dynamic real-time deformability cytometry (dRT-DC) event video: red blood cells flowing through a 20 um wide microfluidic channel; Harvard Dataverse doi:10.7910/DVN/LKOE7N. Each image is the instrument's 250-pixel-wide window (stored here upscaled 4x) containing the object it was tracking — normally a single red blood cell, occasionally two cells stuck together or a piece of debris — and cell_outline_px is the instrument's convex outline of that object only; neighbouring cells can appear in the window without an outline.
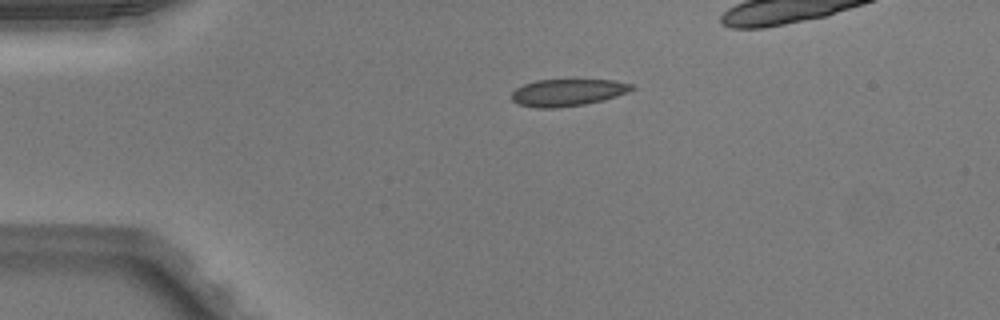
{"species": "Egyptian fruit bat (a non-hibernating species)", "species_latin": "Rousettus aegyptiacus", "temperature_condition": "warm", "stored_images_in_passage": 35, "camera_frame_rate_fps": 3000, "um_per_image_px": 0.085, "animal": {"sex": "male"}, "frame": {"image": 1, "passage_image": 1, "time_ms": 0.0, "image_size_px": [1000, 320], "cell_outline_px": [[636, 88], [628, 92], [604, 100], [584, 104], [556, 108], [536, 108], [520, 104], [512, 100], [512, 92], [516, 88], [524, 84], [536, 80], [612, 80], [632, 84]], "centroid_in_image_um": [48.25, 7.86], "position_along_channel_um": 36.7, "area_um2": 18.84}}
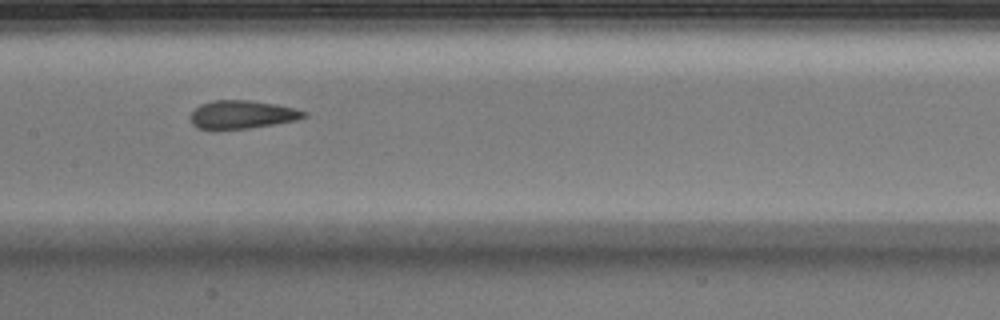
{"frame": {"image": 2, "passage_image": 15, "time_ms": 4.667, "image_size_px": [1000, 320], "cell_outline_px": [[308, 116], [296, 120], [248, 128], [196, 128], [192, 124], [188, 116], [200, 104], [212, 100], [252, 100], [276, 104], [296, 108], [308, 112]], "centroid_in_image_um": [20.59, 9.71], "position_along_channel_um": 186.8, "area_um2": 18.61}}
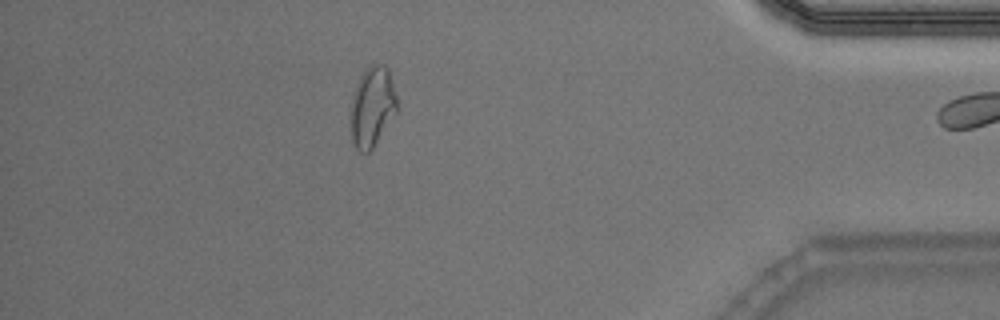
{"frame": {"image": 3, "passage_image": 34, "time_ms": 11.0, "image_size_px": [1000, 320], "cell_outline_px": [[396, 112], [372, 148], [368, 152], [360, 152], [356, 148], [352, 140], [352, 96], [360, 76], [372, 64], [384, 64], [388, 68], [396, 96]], "centroid_in_image_um": [31.64, 9.05], "position_along_channel_um": 403.6, "area_um2": 20.92}}